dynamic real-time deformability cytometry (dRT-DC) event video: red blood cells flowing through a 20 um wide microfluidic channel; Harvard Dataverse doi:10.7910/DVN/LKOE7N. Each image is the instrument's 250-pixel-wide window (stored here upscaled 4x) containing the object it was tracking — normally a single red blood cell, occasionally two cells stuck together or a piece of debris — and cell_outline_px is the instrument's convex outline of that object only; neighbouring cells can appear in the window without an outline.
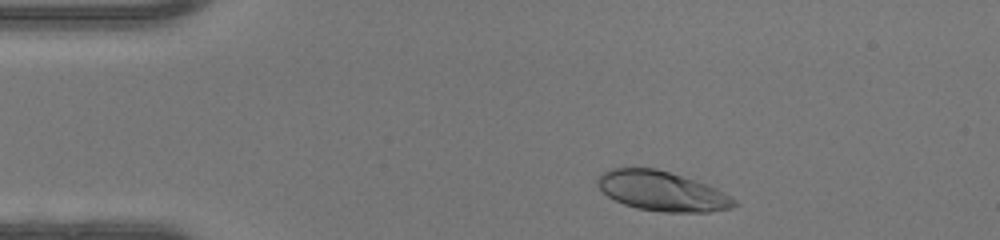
{"species": "human", "species_latin": "Homo sapiens", "temperature_condition": "warm", "stored_images_in_passage": 37, "camera_frame_rate_fps": 3000, "um_per_image_px": 0.085, "donor": {"sex": "female"}, "frame": {"image": 1, "passage_image": 4, "time_ms": 1.0, "image_size_px": [1000, 240], "cell_outline_px": [[740, 204], [732, 208], [708, 212], [660, 212], [636, 208], [624, 204], [608, 196], [596, 184], [596, 180], [604, 172], [612, 168], [656, 168], [704, 184], [736, 200]], "centroid_in_image_um": [56.24, 16.26], "position_along_channel_um": 28.8, "area_um2": 31.04}}
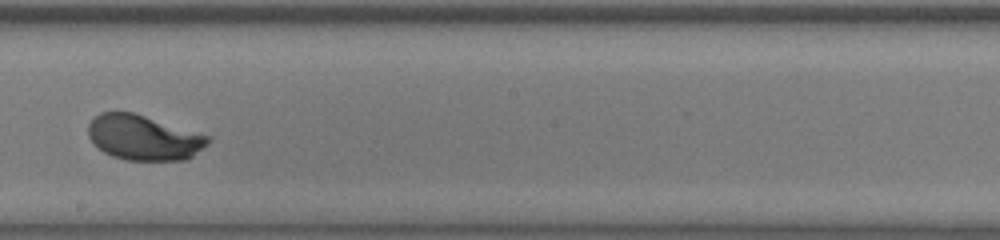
{"frame": {"image": 2, "passage_image": 23, "time_ms": 7.333, "image_size_px": [1000, 240], "cell_outline_px": [[212, 140], [208, 144], [188, 160], [128, 160], [112, 156], [104, 152], [88, 136], [88, 124], [100, 112], [132, 112], [212, 136]], "centroid_in_image_um": [12.26, 11.7], "position_along_channel_um": 235.9, "area_um2": 31.44}}
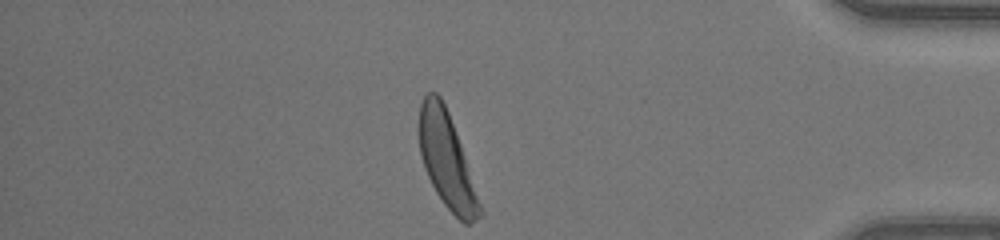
{"frame": {"image": 3, "passage_image": 37, "time_ms": 12.0, "image_size_px": [1000, 240], "cell_outline_px": [[484, 216], [472, 224], [464, 224], [444, 204], [436, 192], [424, 168], [420, 152], [420, 104], [424, 96], [428, 92], [436, 92], [440, 96], [448, 112], [460, 144], [484, 212]], "centroid_in_image_um": [38.0, 13.7], "position_along_channel_um": 397.2, "area_um2": 33.0}, "authors_computed_cell_mechanics": {"area_um2": 32.0212, "velocity_mm_per_s": 4.2368, "shape_relaxation_time_tau1_ms": 2.1581, "shape_relaxation_time_tau2_ms": null, "deformation_change_tau1": 0.1653, "deformation_change_tau2": null}}